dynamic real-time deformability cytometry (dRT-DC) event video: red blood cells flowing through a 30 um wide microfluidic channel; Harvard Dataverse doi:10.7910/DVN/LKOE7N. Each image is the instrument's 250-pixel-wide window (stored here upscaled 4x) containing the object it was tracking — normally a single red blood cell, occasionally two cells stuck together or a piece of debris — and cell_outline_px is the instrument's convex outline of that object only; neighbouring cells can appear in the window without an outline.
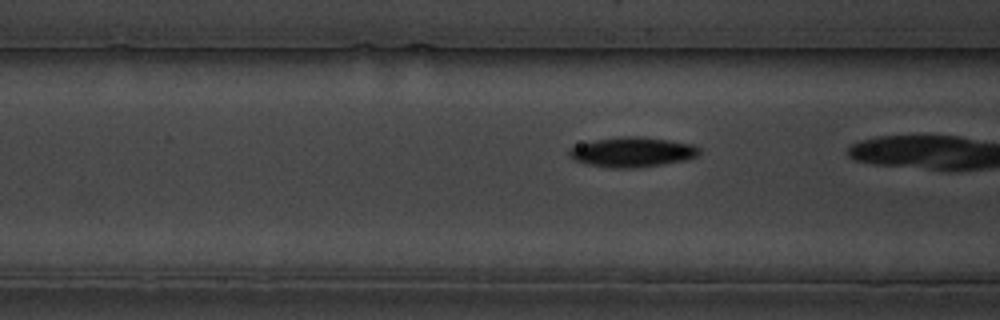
{"species": "common noctule bat (a hibernating species)", "species_latin": "Nyctalus noctula", "temperature_condition": "cold", "stored_images_in_passage": 6, "camera_frame_rate_fps": 3000, "um_per_image_px": 0.085, "animal": {"sex": "male", "body_mass_g": 19.5, "forearm_length_mm": 54.6}, "frame": {"image": 1, "passage_image": 5, "time_ms": 1.333, "image_size_px": [1000, 320], "cell_outline_px": [[700, 152], [696, 156], [684, 160], [636, 168], [608, 168], [588, 164], [572, 160], [568, 156], [568, 148], [596, 140], [620, 136], [640, 136], [668, 140], [692, 144], [700, 148]], "centroid_in_image_um": [53.7, 12.93], "position_along_channel_um": 112.9, "area_um2": 22.6}}